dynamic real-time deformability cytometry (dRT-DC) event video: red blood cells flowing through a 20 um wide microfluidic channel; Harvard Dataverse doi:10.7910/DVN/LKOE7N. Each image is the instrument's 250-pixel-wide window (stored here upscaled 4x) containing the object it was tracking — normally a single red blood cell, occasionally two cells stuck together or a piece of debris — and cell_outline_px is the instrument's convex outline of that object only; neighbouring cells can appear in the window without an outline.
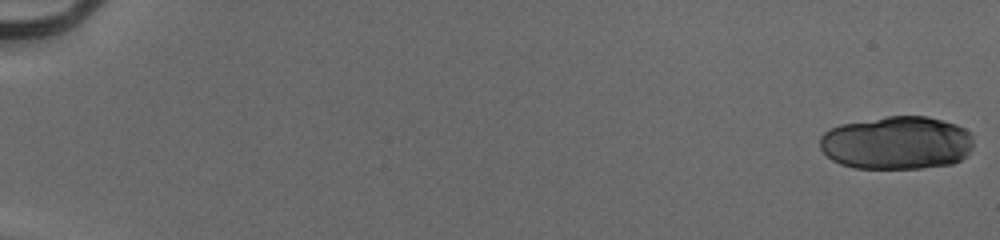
{"species": "human", "species_latin": "Homo sapiens", "temperature_condition": "cold", "stored_images_in_passage": 27, "camera_frame_rate_fps": 3000, "um_per_image_px": 0.085, "donor": {"sex": "male"}, "frame": {"image": 1, "passage_image": 1, "time_ms": 0.0, "image_size_px": [1000, 240], "cell_outline_px": [[972, 148], [960, 160], [952, 164], [920, 168], [856, 168], [840, 164], [832, 160], [820, 148], [820, 136], [824, 132], [840, 124], [888, 116], [928, 116], [956, 124], [964, 128], [972, 136]], "centroid_in_image_um": [76.21, 12.14], "position_along_channel_um": 8.8, "area_um2": 47.69}}
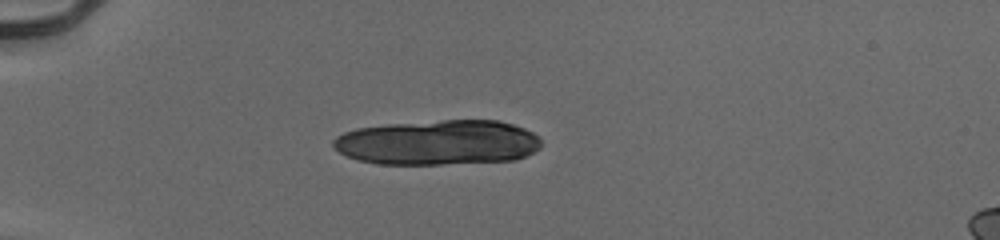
{"frame": {"image": 2, "passage_image": 17, "time_ms": 5.333, "image_size_px": [1000, 240], "cell_outline_px": [[540, 148], [516, 160], [440, 164], [376, 164], [356, 160], [340, 152], [332, 144], [332, 140], [336, 136], [344, 132], [356, 128], [388, 124], [444, 120], [500, 120], [524, 128], [532, 132], [540, 140]], "centroid_in_image_um": [37.2, 12.11], "position_along_channel_um": 47.8, "area_um2": 54.56}}